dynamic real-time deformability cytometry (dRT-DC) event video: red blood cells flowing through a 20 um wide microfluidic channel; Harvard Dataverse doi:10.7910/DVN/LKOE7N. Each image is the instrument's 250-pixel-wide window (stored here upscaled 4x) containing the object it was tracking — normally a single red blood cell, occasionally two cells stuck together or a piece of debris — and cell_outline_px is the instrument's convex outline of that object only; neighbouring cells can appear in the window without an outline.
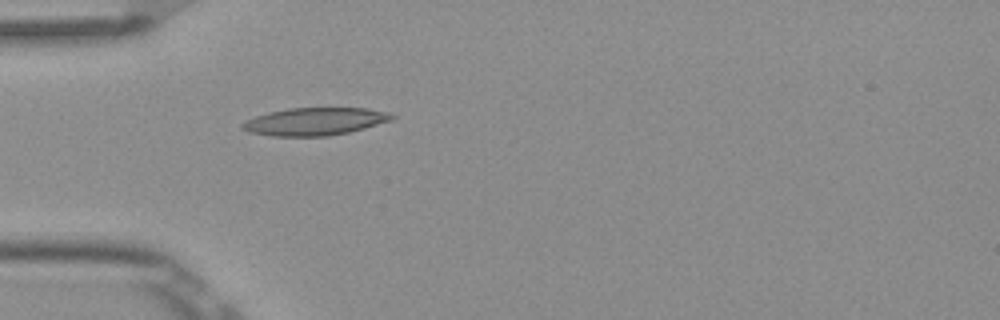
{"species": "Egyptian fruit bat (a non-hibernating species)", "species_latin": "Rousettus aegyptiacus", "temperature_condition": "room temperature", "stored_images_in_passage": 1, "camera_frame_rate_fps": 3000, "um_per_image_px": 0.085, "frame": {"image": 1, "passage_image": 1, "time_ms": 0.0, "image_size_px": [1000, 320], "cell_outline_px": [[396, 116], [392, 120], [364, 128], [348, 132], [328, 136], [272, 136], [248, 132], [240, 128], [240, 124], [256, 116], [268, 112], [288, 108], [368, 108], [388, 112]], "centroid_in_image_um": [26.75, 10.32], "position_along_channel_um": 58.2, "area_um2": 24.1}}